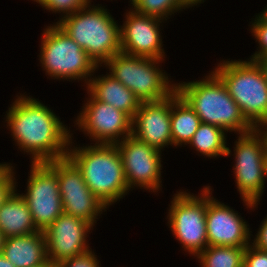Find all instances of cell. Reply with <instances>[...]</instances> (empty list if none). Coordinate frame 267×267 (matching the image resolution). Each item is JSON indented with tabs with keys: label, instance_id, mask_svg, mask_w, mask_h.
Returning a JSON list of instances; mask_svg holds the SVG:
<instances>
[{
	"label": "cell",
	"instance_id": "4",
	"mask_svg": "<svg viewBox=\"0 0 267 267\" xmlns=\"http://www.w3.org/2000/svg\"><path fill=\"white\" fill-rule=\"evenodd\" d=\"M57 25L72 38L97 66L121 52L120 25L102 4L93 5L64 17Z\"/></svg>",
	"mask_w": 267,
	"mask_h": 267
},
{
	"label": "cell",
	"instance_id": "21",
	"mask_svg": "<svg viewBox=\"0 0 267 267\" xmlns=\"http://www.w3.org/2000/svg\"><path fill=\"white\" fill-rule=\"evenodd\" d=\"M189 104L175 90L171 94V136L173 146L188 145L201 124Z\"/></svg>",
	"mask_w": 267,
	"mask_h": 267
},
{
	"label": "cell",
	"instance_id": "13",
	"mask_svg": "<svg viewBox=\"0 0 267 267\" xmlns=\"http://www.w3.org/2000/svg\"><path fill=\"white\" fill-rule=\"evenodd\" d=\"M122 158L126 182L135 188L157 193L162 191V152L139 141L133 135L116 144Z\"/></svg>",
	"mask_w": 267,
	"mask_h": 267
},
{
	"label": "cell",
	"instance_id": "17",
	"mask_svg": "<svg viewBox=\"0 0 267 267\" xmlns=\"http://www.w3.org/2000/svg\"><path fill=\"white\" fill-rule=\"evenodd\" d=\"M132 135L160 152L173 145L171 95L159 101L141 102L132 119Z\"/></svg>",
	"mask_w": 267,
	"mask_h": 267
},
{
	"label": "cell",
	"instance_id": "23",
	"mask_svg": "<svg viewBox=\"0 0 267 267\" xmlns=\"http://www.w3.org/2000/svg\"><path fill=\"white\" fill-rule=\"evenodd\" d=\"M245 248L207 246L196 259L201 267H243Z\"/></svg>",
	"mask_w": 267,
	"mask_h": 267
},
{
	"label": "cell",
	"instance_id": "27",
	"mask_svg": "<svg viewBox=\"0 0 267 267\" xmlns=\"http://www.w3.org/2000/svg\"><path fill=\"white\" fill-rule=\"evenodd\" d=\"M15 166L3 165L0 168V207L18 187Z\"/></svg>",
	"mask_w": 267,
	"mask_h": 267
},
{
	"label": "cell",
	"instance_id": "22",
	"mask_svg": "<svg viewBox=\"0 0 267 267\" xmlns=\"http://www.w3.org/2000/svg\"><path fill=\"white\" fill-rule=\"evenodd\" d=\"M226 134L227 132L221 127L201 123L187 146L207 158L225 157L227 151Z\"/></svg>",
	"mask_w": 267,
	"mask_h": 267
},
{
	"label": "cell",
	"instance_id": "32",
	"mask_svg": "<svg viewBox=\"0 0 267 267\" xmlns=\"http://www.w3.org/2000/svg\"><path fill=\"white\" fill-rule=\"evenodd\" d=\"M185 7L191 9L192 7L199 6L201 3H204L206 0H183Z\"/></svg>",
	"mask_w": 267,
	"mask_h": 267
},
{
	"label": "cell",
	"instance_id": "31",
	"mask_svg": "<svg viewBox=\"0 0 267 267\" xmlns=\"http://www.w3.org/2000/svg\"><path fill=\"white\" fill-rule=\"evenodd\" d=\"M258 65L259 67L261 68L263 74H264V78L267 82V58H261V59H256L254 60Z\"/></svg>",
	"mask_w": 267,
	"mask_h": 267
},
{
	"label": "cell",
	"instance_id": "33",
	"mask_svg": "<svg viewBox=\"0 0 267 267\" xmlns=\"http://www.w3.org/2000/svg\"><path fill=\"white\" fill-rule=\"evenodd\" d=\"M0 267H15V266L12 265L9 260L6 259L3 253H1L0 254Z\"/></svg>",
	"mask_w": 267,
	"mask_h": 267
},
{
	"label": "cell",
	"instance_id": "28",
	"mask_svg": "<svg viewBox=\"0 0 267 267\" xmlns=\"http://www.w3.org/2000/svg\"><path fill=\"white\" fill-rule=\"evenodd\" d=\"M97 257L94 250L91 249L83 255L60 262L57 267H100L101 263Z\"/></svg>",
	"mask_w": 267,
	"mask_h": 267
},
{
	"label": "cell",
	"instance_id": "34",
	"mask_svg": "<svg viewBox=\"0 0 267 267\" xmlns=\"http://www.w3.org/2000/svg\"><path fill=\"white\" fill-rule=\"evenodd\" d=\"M36 267H57V265L53 264L51 261L47 260L45 263L36 266Z\"/></svg>",
	"mask_w": 267,
	"mask_h": 267
},
{
	"label": "cell",
	"instance_id": "8",
	"mask_svg": "<svg viewBox=\"0 0 267 267\" xmlns=\"http://www.w3.org/2000/svg\"><path fill=\"white\" fill-rule=\"evenodd\" d=\"M164 61L166 60L120 52L103 66L110 75L131 90L140 102H151L163 100L176 90V82L171 81V76L159 68Z\"/></svg>",
	"mask_w": 267,
	"mask_h": 267
},
{
	"label": "cell",
	"instance_id": "12",
	"mask_svg": "<svg viewBox=\"0 0 267 267\" xmlns=\"http://www.w3.org/2000/svg\"><path fill=\"white\" fill-rule=\"evenodd\" d=\"M57 179L63 212L96 226L108 208L91 192L80 169L68 156L57 159Z\"/></svg>",
	"mask_w": 267,
	"mask_h": 267
},
{
	"label": "cell",
	"instance_id": "20",
	"mask_svg": "<svg viewBox=\"0 0 267 267\" xmlns=\"http://www.w3.org/2000/svg\"><path fill=\"white\" fill-rule=\"evenodd\" d=\"M16 188L0 207V232L3 236H19L39 231L24 197Z\"/></svg>",
	"mask_w": 267,
	"mask_h": 267
},
{
	"label": "cell",
	"instance_id": "18",
	"mask_svg": "<svg viewBox=\"0 0 267 267\" xmlns=\"http://www.w3.org/2000/svg\"><path fill=\"white\" fill-rule=\"evenodd\" d=\"M101 68L97 67L93 75L85 87L98 101L110 104L116 109L126 113L133 119L135 113L141 104L135 94L125 87L121 82L116 80L112 75L106 74L96 76V71Z\"/></svg>",
	"mask_w": 267,
	"mask_h": 267
},
{
	"label": "cell",
	"instance_id": "30",
	"mask_svg": "<svg viewBox=\"0 0 267 267\" xmlns=\"http://www.w3.org/2000/svg\"><path fill=\"white\" fill-rule=\"evenodd\" d=\"M251 244L258 249L267 251V216L261 221L256 235L251 234ZM254 238V239H253Z\"/></svg>",
	"mask_w": 267,
	"mask_h": 267
},
{
	"label": "cell",
	"instance_id": "1",
	"mask_svg": "<svg viewBox=\"0 0 267 267\" xmlns=\"http://www.w3.org/2000/svg\"><path fill=\"white\" fill-rule=\"evenodd\" d=\"M18 94L4 115L18 150L30 155V163L66 157L73 137L70 127L41 100Z\"/></svg>",
	"mask_w": 267,
	"mask_h": 267
},
{
	"label": "cell",
	"instance_id": "10",
	"mask_svg": "<svg viewBox=\"0 0 267 267\" xmlns=\"http://www.w3.org/2000/svg\"><path fill=\"white\" fill-rule=\"evenodd\" d=\"M30 165L27 189L21 195L28 204L35 226L44 231L63 213L57 179V159Z\"/></svg>",
	"mask_w": 267,
	"mask_h": 267
},
{
	"label": "cell",
	"instance_id": "35",
	"mask_svg": "<svg viewBox=\"0 0 267 267\" xmlns=\"http://www.w3.org/2000/svg\"><path fill=\"white\" fill-rule=\"evenodd\" d=\"M5 237L0 232V254L2 253L3 243H4Z\"/></svg>",
	"mask_w": 267,
	"mask_h": 267
},
{
	"label": "cell",
	"instance_id": "29",
	"mask_svg": "<svg viewBox=\"0 0 267 267\" xmlns=\"http://www.w3.org/2000/svg\"><path fill=\"white\" fill-rule=\"evenodd\" d=\"M243 267H267V251L250 243L245 248Z\"/></svg>",
	"mask_w": 267,
	"mask_h": 267
},
{
	"label": "cell",
	"instance_id": "14",
	"mask_svg": "<svg viewBox=\"0 0 267 267\" xmlns=\"http://www.w3.org/2000/svg\"><path fill=\"white\" fill-rule=\"evenodd\" d=\"M92 230L94 227L87 221L63 212L43 231L48 260L58 265L90 251L87 238Z\"/></svg>",
	"mask_w": 267,
	"mask_h": 267
},
{
	"label": "cell",
	"instance_id": "2",
	"mask_svg": "<svg viewBox=\"0 0 267 267\" xmlns=\"http://www.w3.org/2000/svg\"><path fill=\"white\" fill-rule=\"evenodd\" d=\"M71 139L67 156L80 169L83 179L91 192L107 208L129 191L120 152L116 144H94L76 146ZM74 144V145H73ZM78 146V147H77Z\"/></svg>",
	"mask_w": 267,
	"mask_h": 267
},
{
	"label": "cell",
	"instance_id": "11",
	"mask_svg": "<svg viewBox=\"0 0 267 267\" xmlns=\"http://www.w3.org/2000/svg\"><path fill=\"white\" fill-rule=\"evenodd\" d=\"M88 98L74 120V127L88 136L91 144H117L132 135V119L110 104L98 101L88 90ZM92 139V140H91Z\"/></svg>",
	"mask_w": 267,
	"mask_h": 267
},
{
	"label": "cell",
	"instance_id": "19",
	"mask_svg": "<svg viewBox=\"0 0 267 267\" xmlns=\"http://www.w3.org/2000/svg\"><path fill=\"white\" fill-rule=\"evenodd\" d=\"M2 253L15 267H36L48 260L43 231L6 237Z\"/></svg>",
	"mask_w": 267,
	"mask_h": 267
},
{
	"label": "cell",
	"instance_id": "16",
	"mask_svg": "<svg viewBox=\"0 0 267 267\" xmlns=\"http://www.w3.org/2000/svg\"><path fill=\"white\" fill-rule=\"evenodd\" d=\"M212 191V187L207 185L208 246L247 247L253 233L249 224L231 206L214 198Z\"/></svg>",
	"mask_w": 267,
	"mask_h": 267
},
{
	"label": "cell",
	"instance_id": "9",
	"mask_svg": "<svg viewBox=\"0 0 267 267\" xmlns=\"http://www.w3.org/2000/svg\"><path fill=\"white\" fill-rule=\"evenodd\" d=\"M188 190L172 195L167 213V226L182 250L195 258L208 246L206 231L207 185L198 196Z\"/></svg>",
	"mask_w": 267,
	"mask_h": 267
},
{
	"label": "cell",
	"instance_id": "36",
	"mask_svg": "<svg viewBox=\"0 0 267 267\" xmlns=\"http://www.w3.org/2000/svg\"><path fill=\"white\" fill-rule=\"evenodd\" d=\"M33 2L35 1L36 3L40 5H42L46 0H32Z\"/></svg>",
	"mask_w": 267,
	"mask_h": 267
},
{
	"label": "cell",
	"instance_id": "3",
	"mask_svg": "<svg viewBox=\"0 0 267 267\" xmlns=\"http://www.w3.org/2000/svg\"><path fill=\"white\" fill-rule=\"evenodd\" d=\"M203 77L201 80L176 83V91L201 122L236 135L251 132L254 127L243 116L222 80L212 70Z\"/></svg>",
	"mask_w": 267,
	"mask_h": 267
},
{
	"label": "cell",
	"instance_id": "24",
	"mask_svg": "<svg viewBox=\"0 0 267 267\" xmlns=\"http://www.w3.org/2000/svg\"><path fill=\"white\" fill-rule=\"evenodd\" d=\"M129 3L136 13L157 17L164 21H168L169 16H174L176 12L187 9L183 0H131Z\"/></svg>",
	"mask_w": 267,
	"mask_h": 267
},
{
	"label": "cell",
	"instance_id": "26",
	"mask_svg": "<svg viewBox=\"0 0 267 267\" xmlns=\"http://www.w3.org/2000/svg\"><path fill=\"white\" fill-rule=\"evenodd\" d=\"M92 0H46L40 7L51 13H59L61 16L55 24L64 17L75 13L76 11L87 7Z\"/></svg>",
	"mask_w": 267,
	"mask_h": 267
},
{
	"label": "cell",
	"instance_id": "7",
	"mask_svg": "<svg viewBox=\"0 0 267 267\" xmlns=\"http://www.w3.org/2000/svg\"><path fill=\"white\" fill-rule=\"evenodd\" d=\"M45 25L41 36L40 66L47 78L84 82L87 86L97 65L57 24Z\"/></svg>",
	"mask_w": 267,
	"mask_h": 267
},
{
	"label": "cell",
	"instance_id": "5",
	"mask_svg": "<svg viewBox=\"0 0 267 267\" xmlns=\"http://www.w3.org/2000/svg\"><path fill=\"white\" fill-rule=\"evenodd\" d=\"M239 60V61H238ZM222 60L212 70L254 128L267 127V82L253 60Z\"/></svg>",
	"mask_w": 267,
	"mask_h": 267
},
{
	"label": "cell",
	"instance_id": "15",
	"mask_svg": "<svg viewBox=\"0 0 267 267\" xmlns=\"http://www.w3.org/2000/svg\"><path fill=\"white\" fill-rule=\"evenodd\" d=\"M124 15V23L120 25L121 52L165 60L167 55L163 47L161 26L167 21L136 13L131 8Z\"/></svg>",
	"mask_w": 267,
	"mask_h": 267
},
{
	"label": "cell",
	"instance_id": "6",
	"mask_svg": "<svg viewBox=\"0 0 267 267\" xmlns=\"http://www.w3.org/2000/svg\"><path fill=\"white\" fill-rule=\"evenodd\" d=\"M237 138L234 150L227 147L225 157H230L234 152L235 186L243 206L254 211L262 200L267 181V131L265 128H254L251 132L237 135Z\"/></svg>",
	"mask_w": 267,
	"mask_h": 267
},
{
	"label": "cell",
	"instance_id": "38",
	"mask_svg": "<svg viewBox=\"0 0 267 267\" xmlns=\"http://www.w3.org/2000/svg\"><path fill=\"white\" fill-rule=\"evenodd\" d=\"M262 12H263L265 15H267V5H266V7H264V9L262 10Z\"/></svg>",
	"mask_w": 267,
	"mask_h": 267
},
{
	"label": "cell",
	"instance_id": "25",
	"mask_svg": "<svg viewBox=\"0 0 267 267\" xmlns=\"http://www.w3.org/2000/svg\"><path fill=\"white\" fill-rule=\"evenodd\" d=\"M253 19L248 26H251L249 31L256 40L258 49L247 59L254 61L267 56V15L260 11Z\"/></svg>",
	"mask_w": 267,
	"mask_h": 267
},
{
	"label": "cell",
	"instance_id": "37",
	"mask_svg": "<svg viewBox=\"0 0 267 267\" xmlns=\"http://www.w3.org/2000/svg\"><path fill=\"white\" fill-rule=\"evenodd\" d=\"M3 165H10V166H12V163H7V162H2V163H0V168L3 166Z\"/></svg>",
	"mask_w": 267,
	"mask_h": 267
}]
</instances>
